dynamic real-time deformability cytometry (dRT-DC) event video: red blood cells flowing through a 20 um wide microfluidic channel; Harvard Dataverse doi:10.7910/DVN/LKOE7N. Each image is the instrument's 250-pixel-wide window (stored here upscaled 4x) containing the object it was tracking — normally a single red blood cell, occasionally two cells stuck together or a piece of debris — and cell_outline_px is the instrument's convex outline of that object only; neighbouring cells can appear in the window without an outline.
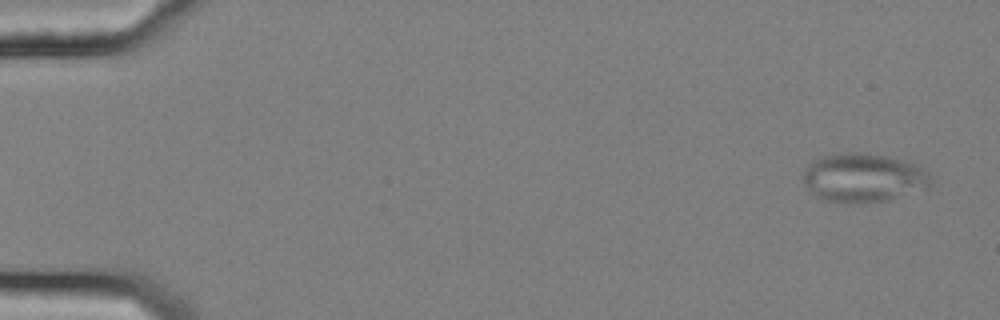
{"species": "common noctule bat (a hibernating species)", "species_latin": "Nyctalus noctula", "temperature_condition": "cold", "stored_images_in_passage": 17, "camera_frame_rate_fps": 3000, "um_per_image_px": 0.085, "animal": {"sex": "female", "body_mass_g": 25.1}, "frame": {"image": 1, "passage_image": 3, "time_ms": 0.667, "image_size_px": [1000, 320], "cell_outline_px": [[932, 184], [928, 188], [888, 200], [860, 204], [848, 204], [828, 200], [816, 196], [812, 192], [804, 180], [804, 172], [808, 164], [812, 160], [824, 156], [848, 152], [860, 152], [888, 156], [912, 164], [928, 172], [932, 180]], "centroid_in_image_um": [73.41, 15.12], "position_along_channel_um": 11.6, "area_um2": 36.18}}